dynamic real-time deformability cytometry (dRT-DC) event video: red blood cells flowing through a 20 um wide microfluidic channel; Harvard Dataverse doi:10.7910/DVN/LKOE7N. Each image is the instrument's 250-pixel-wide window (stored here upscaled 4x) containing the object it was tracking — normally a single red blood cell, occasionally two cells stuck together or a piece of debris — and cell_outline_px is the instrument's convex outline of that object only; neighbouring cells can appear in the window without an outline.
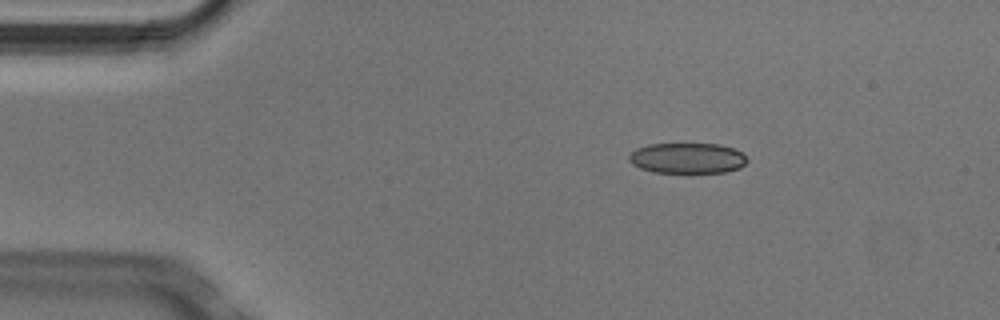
{"species": "Egyptian fruit bat (a non-hibernating species)", "species_latin": "Rousettus aegyptiacus", "temperature_condition": "cold", "stored_images_in_passage": 4, "camera_frame_rate_fps": 3000, "um_per_image_px": 0.085, "animal": {"sex": "male"}, "frame": {"image": 1, "passage_image": 1, "time_ms": 0.0, "image_size_px": [1000, 320], "cell_outline_px": [[748, 160], [740, 168], [724, 172], [652, 172], [640, 168], [632, 164], [628, 160], [628, 156], [636, 148], [648, 144], [720, 144], [732, 148], [740, 152]], "centroid_in_image_um": [58.39, 13.44], "position_along_channel_um": 26.6, "area_um2": 20.92}}